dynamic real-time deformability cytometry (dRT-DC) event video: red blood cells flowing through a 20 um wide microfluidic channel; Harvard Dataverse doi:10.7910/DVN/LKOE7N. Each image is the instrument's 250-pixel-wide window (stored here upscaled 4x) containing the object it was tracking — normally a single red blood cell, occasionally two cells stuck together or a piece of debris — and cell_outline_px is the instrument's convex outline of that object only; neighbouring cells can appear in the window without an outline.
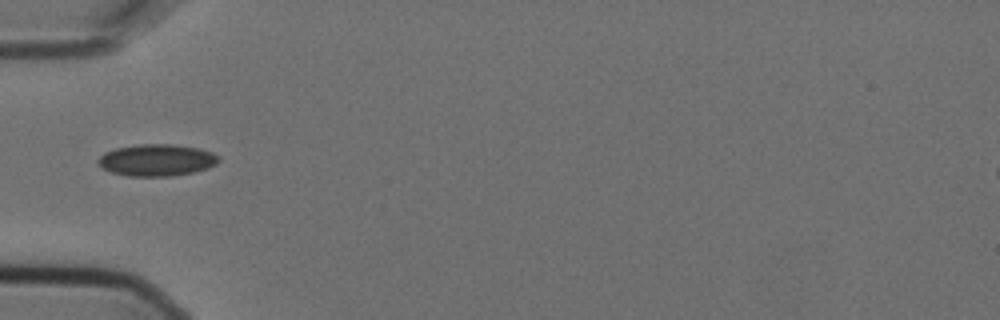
{"species": "Egyptian fruit bat (a non-hibernating species)", "species_latin": "Rousettus aegyptiacus", "temperature_condition": "cold", "stored_images_in_passage": 6, "camera_frame_rate_fps": 3000, "um_per_image_px": 0.085, "animal": {"sex": "female"}, "frame": {"image": 1, "passage_image": 1, "time_ms": 0.0, "image_size_px": [1000, 320], "cell_outline_px": [[220, 160], [216, 164], [208, 168], [192, 172], [172, 176], [128, 176], [112, 172], [104, 168], [96, 160], [104, 152], [116, 148], [136, 144], [172, 144], [200, 148], [212, 152], [220, 156]], "centroid_in_image_um": [13.35, 13.6], "position_along_channel_um": 71.7, "area_um2": 22.43}}
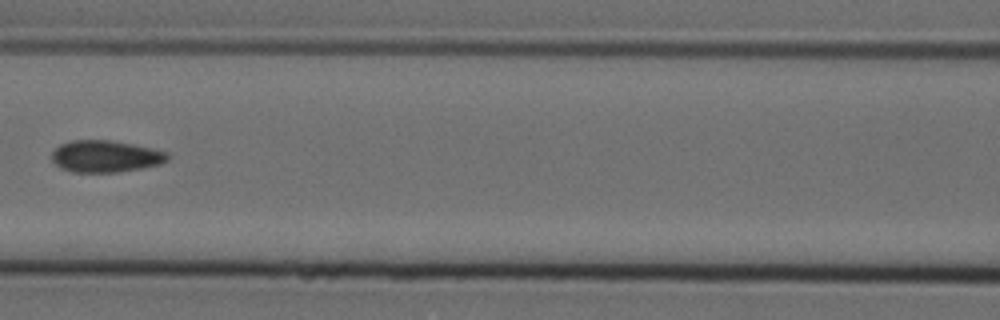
{"frame": {"image": 2, "passage_image": 3, "time_ms": 0.667, "image_size_px": [1000, 320], "cell_outline_px": [[168, 160], [160, 164], [140, 168], [116, 172], [72, 172], [60, 168], [52, 160], [52, 152], [60, 144], [72, 140], [112, 140], [152, 148], [168, 152]], "centroid_in_image_um": [8.95, 13.28], "position_along_channel_um": 157.6, "area_um2": 21.44}}
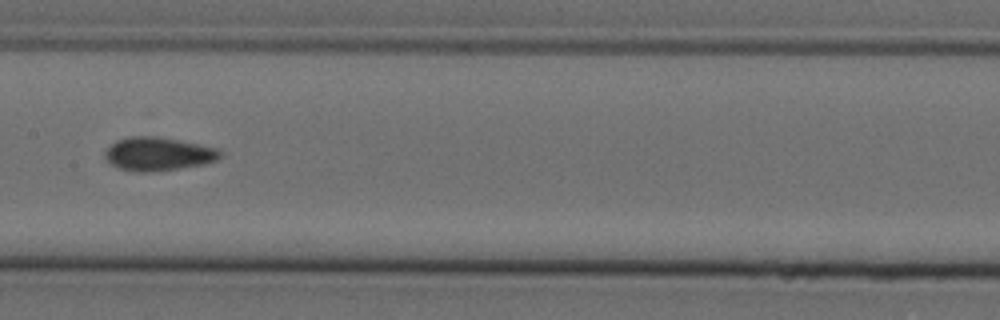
{"frame": {"image": 3, "passage_image": 4, "time_ms": 1.0, "image_size_px": [1000, 320], "cell_outline_px": [[220, 156], [216, 160], [204, 164], [180, 168], [148, 172], [136, 172], [120, 168], [112, 164], [104, 156], [104, 152], [116, 140], [132, 136], [156, 136], [180, 140], [220, 148]], "centroid_in_image_um": [13.46, 13.07], "position_along_channel_um": 193.9, "area_um2": 22.37}}